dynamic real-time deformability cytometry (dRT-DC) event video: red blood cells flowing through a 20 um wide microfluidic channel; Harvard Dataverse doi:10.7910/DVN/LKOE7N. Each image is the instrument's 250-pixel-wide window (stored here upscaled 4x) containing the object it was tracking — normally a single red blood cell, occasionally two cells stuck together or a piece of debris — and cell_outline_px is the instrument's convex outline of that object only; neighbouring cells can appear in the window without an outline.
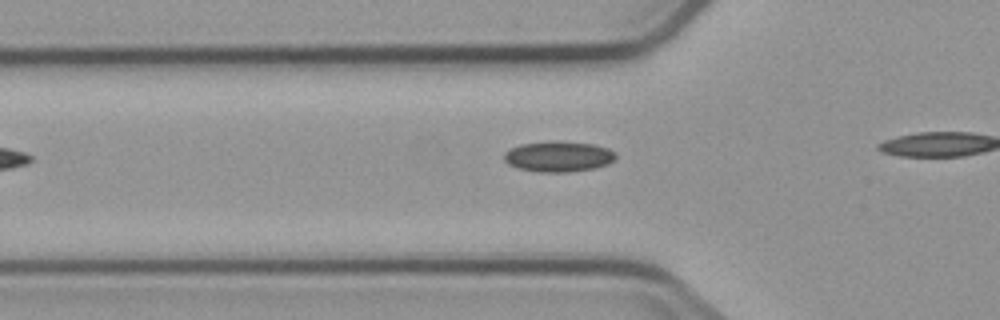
{"species": "common noctule bat (a hibernating species)", "species_latin": "Nyctalus noctula", "temperature_condition": "cold", "stored_images_in_passage": 5, "camera_frame_rate_fps": 3000, "um_per_image_px": 0.085, "animal": {"sex": "male", "body_mass_g": 23.1, "forearm_length_mm": 52.7}, "frame": {"image": 1, "passage_image": 3, "time_ms": 2.667, "image_size_px": [1000, 320], "cell_outline_px": [[616, 156], [608, 164], [596, 168], [568, 172], [536, 172], [516, 168], [508, 164], [504, 160], [504, 152], [520, 144], [592, 144], [608, 148], [616, 152]], "centroid_in_image_um": [47.46, 13.37], "position_along_channel_um": 78.3, "area_um2": 19.07}}